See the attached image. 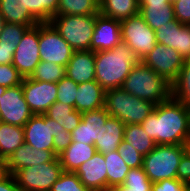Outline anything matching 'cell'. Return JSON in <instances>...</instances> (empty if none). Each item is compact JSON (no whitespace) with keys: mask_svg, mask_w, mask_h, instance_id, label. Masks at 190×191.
<instances>
[{"mask_svg":"<svg viewBox=\"0 0 190 191\" xmlns=\"http://www.w3.org/2000/svg\"><path fill=\"white\" fill-rule=\"evenodd\" d=\"M141 125L156 145L190 143V109L173 97L155 105Z\"/></svg>","mask_w":190,"mask_h":191,"instance_id":"cell-1","label":"cell"},{"mask_svg":"<svg viewBox=\"0 0 190 191\" xmlns=\"http://www.w3.org/2000/svg\"><path fill=\"white\" fill-rule=\"evenodd\" d=\"M95 80L106 91L121 88L132 68L139 62L133 50L123 41L113 49L96 51Z\"/></svg>","mask_w":190,"mask_h":191,"instance_id":"cell-2","label":"cell"},{"mask_svg":"<svg viewBox=\"0 0 190 191\" xmlns=\"http://www.w3.org/2000/svg\"><path fill=\"white\" fill-rule=\"evenodd\" d=\"M23 129L26 144L40 150H54L57 156L72 142L71 133L44 114H34Z\"/></svg>","mask_w":190,"mask_h":191,"instance_id":"cell-3","label":"cell"},{"mask_svg":"<svg viewBox=\"0 0 190 191\" xmlns=\"http://www.w3.org/2000/svg\"><path fill=\"white\" fill-rule=\"evenodd\" d=\"M121 88L137 98L156 105L171 97V84L142 61L132 68Z\"/></svg>","mask_w":190,"mask_h":191,"instance_id":"cell-4","label":"cell"},{"mask_svg":"<svg viewBox=\"0 0 190 191\" xmlns=\"http://www.w3.org/2000/svg\"><path fill=\"white\" fill-rule=\"evenodd\" d=\"M155 105L131 95L122 88L105 91L104 108L110 116L120 119L125 125L141 124L153 112Z\"/></svg>","mask_w":190,"mask_h":191,"instance_id":"cell-5","label":"cell"},{"mask_svg":"<svg viewBox=\"0 0 190 191\" xmlns=\"http://www.w3.org/2000/svg\"><path fill=\"white\" fill-rule=\"evenodd\" d=\"M188 145H156L144 156L142 168L152 183L164 179H176L177 169Z\"/></svg>","mask_w":190,"mask_h":191,"instance_id":"cell-6","label":"cell"},{"mask_svg":"<svg viewBox=\"0 0 190 191\" xmlns=\"http://www.w3.org/2000/svg\"><path fill=\"white\" fill-rule=\"evenodd\" d=\"M96 15H55L50 23L74 51L91 50Z\"/></svg>","mask_w":190,"mask_h":191,"instance_id":"cell-7","label":"cell"},{"mask_svg":"<svg viewBox=\"0 0 190 191\" xmlns=\"http://www.w3.org/2000/svg\"><path fill=\"white\" fill-rule=\"evenodd\" d=\"M63 172V167L57 156L52 162L17 170L13 176L20 191H50L52 185Z\"/></svg>","mask_w":190,"mask_h":191,"instance_id":"cell-8","label":"cell"},{"mask_svg":"<svg viewBox=\"0 0 190 191\" xmlns=\"http://www.w3.org/2000/svg\"><path fill=\"white\" fill-rule=\"evenodd\" d=\"M121 39L142 61L156 45L155 31L151 29L140 14L120 21Z\"/></svg>","mask_w":190,"mask_h":191,"instance_id":"cell-9","label":"cell"},{"mask_svg":"<svg viewBox=\"0 0 190 191\" xmlns=\"http://www.w3.org/2000/svg\"><path fill=\"white\" fill-rule=\"evenodd\" d=\"M39 51L41 61L64 67L74 52L50 22L39 23Z\"/></svg>","mask_w":190,"mask_h":191,"instance_id":"cell-10","label":"cell"},{"mask_svg":"<svg viewBox=\"0 0 190 191\" xmlns=\"http://www.w3.org/2000/svg\"><path fill=\"white\" fill-rule=\"evenodd\" d=\"M25 101L22 84L6 88L0 86V121L23 127L33 116Z\"/></svg>","mask_w":190,"mask_h":191,"instance_id":"cell-11","label":"cell"},{"mask_svg":"<svg viewBox=\"0 0 190 191\" xmlns=\"http://www.w3.org/2000/svg\"><path fill=\"white\" fill-rule=\"evenodd\" d=\"M40 61L38 23L23 34L14 52L12 65L23 78H27L33 74Z\"/></svg>","mask_w":190,"mask_h":191,"instance_id":"cell-12","label":"cell"},{"mask_svg":"<svg viewBox=\"0 0 190 191\" xmlns=\"http://www.w3.org/2000/svg\"><path fill=\"white\" fill-rule=\"evenodd\" d=\"M142 62L172 84L177 79L185 60L174 48L156 43Z\"/></svg>","mask_w":190,"mask_h":191,"instance_id":"cell-13","label":"cell"},{"mask_svg":"<svg viewBox=\"0 0 190 191\" xmlns=\"http://www.w3.org/2000/svg\"><path fill=\"white\" fill-rule=\"evenodd\" d=\"M22 90L33 114H44L57 99V84L54 82H42L27 77L22 80Z\"/></svg>","mask_w":190,"mask_h":191,"instance_id":"cell-14","label":"cell"},{"mask_svg":"<svg viewBox=\"0 0 190 191\" xmlns=\"http://www.w3.org/2000/svg\"><path fill=\"white\" fill-rule=\"evenodd\" d=\"M121 39L120 21L96 14L94 32L91 41V51L113 49Z\"/></svg>","mask_w":190,"mask_h":191,"instance_id":"cell-15","label":"cell"},{"mask_svg":"<svg viewBox=\"0 0 190 191\" xmlns=\"http://www.w3.org/2000/svg\"><path fill=\"white\" fill-rule=\"evenodd\" d=\"M104 155L95 152L92 158L81 164L74 172L90 191L107 189V172Z\"/></svg>","mask_w":190,"mask_h":191,"instance_id":"cell-16","label":"cell"},{"mask_svg":"<svg viewBox=\"0 0 190 191\" xmlns=\"http://www.w3.org/2000/svg\"><path fill=\"white\" fill-rule=\"evenodd\" d=\"M109 116L105 108L83 112L80 124L71 132L72 141L94 145Z\"/></svg>","mask_w":190,"mask_h":191,"instance_id":"cell-17","label":"cell"},{"mask_svg":"<svg viewBox=\"0 0 190 191\" xmlns=\"http://www.w3.org/2000/svg\"><path fill=\"white\" fill-rule=\"evenodd\" d=\"M56 157L54 150H40L24 143L8 157V170L13 175L17 170L36 164L52 162Z\"/></svg>","mask_w":190,"mask_h":191,"instance_id":"cell-18","label":"cell"},{"mask_svg":"<svg viewBox=\"0 0 190 191\" xmlns=\"http://www.w3.org/2000/svg\"><path fill=\"white\" fill-rule=\"evenodd\" d=\"M65 69V76L77 84L94 81V52L91 50L74 51Z\"/></svg>","mask_w":190,"mask_h":191,"instance_id":"cell-19","label":"cell"},{"mask_svg":"<svg viewBox=\"0 0 190 191\" xmlns=\"http://www.w3.org/2000/svg\"><path fill=\"white\" fill-rule=\"evenodd\" d=\"M125 124L118 118L109 116L106 124L99 130L98 138L94 142L96 152L107 154L117 150L124 138Z\"/></svg>","mask_w":190,"mask_h":191,"instance_id":"cell-20","label":"cell"},{"mask_svg":"<svg viewBox=\"0 0 190 191\" xmlns=\"http://www.w3.org/2000/svg\"><path fill=\"white\" fill-rule=\"evenodd\" d=\"M105 90L96 81L78 84L74 109L78 112H86L104 108Z\"/></svg>","mask_w":190,"mask_h":191,"instance_id":"cell-21","label":"cell"},{"mask_svg":"<svg viewBox=\"0 0 190 191\" xmlns=\"http://www.w3.org/2000/svg\"><path fill=\"white\" fill-rule=\"evenodd\" d=\"M96 152L94 145L72 141L58 156L65 172H75L76 169L92 158Z\"/></svg>","mask_w":190,"mask_h":191,"instance_id":"cell-22","label":"cell"},{"mask_svg":"<svg viewBox=\"0 0 190 191\" xmlns=\"http://www.w3.org/2000/svg\"><path fill=\"white\" fill-rule=\"evenodd\" d=\"M0 13L6 23L26 25L29 28L39 23L25 7L24 0H0Z\"/></svg>","mask_w":190,"mask_h":191,"instance_id":"cell-23","label":"cell"},{"mask_svg":"<svg viewBox=\"0 0 190 191\" xmlns=\"http://www.w3.org/2000/svg\"><path fill=\"white\" fill-rule=\"evenodd\" d=\"M139 0H99V14L122 21L139 14Z\"/></svg>","mask_w":190,"mask_h":191,"instance_id":"cell-24","label":"cell"},{"mask_svg":"<svg viewBox=\"0 0 190 191\" xmlns=\"http://www.w3.org/2000/svg\"><path fill=\"white\" fill-rule=\"evenodd\" d=\"M49 119L58 122L63 128L71 133L81 122L82 113L67 103L54 102L44 113Z\"/></svg>","mask_w":190,"mask_h":191,"instance_id":"cell-25","label":"cell"},{"mask_svg":"<svg viewBox=\"0 0 190 191\" xmlns=\"http://www.w3.org/2000/svg\"><path fill=\"white\" fill-rule=\"evenodd\" d=\"M139 14L154 31L175 20L173 4L139 5Z\"/></svg>","mask_w":190,"mask_h":191,"instance_id":"cell-26","label":"cell"},{"mask_svg":"<svg viewBox=\"0 0 190 191\" xmlns=\"http://www.w3.org/2000/svg\"><path fill=\"white\" fill-rule=\"evenodd\" d=\"M25 143L24 129L21 126H14L0 122V157H8Z\"/></svg>","mask_w":190,"mask_h":191,"instance_id":"cell-27","label":"cell"},{"mask_svg":"<svg viewBox=\"0 0 190 191\" xmlns=\"http://www.w3.org/2000/svg\"><path fill=\"white\" fill-rule=\"evenodd\" d=\"M123 140L143 156L151 152L156 146L155 141L146 134L141 124L125 125Z\"/></svg>","mask_w":190,"mask_h":191,"instance_id":"cell-28","label":"cell"},{"mask_svg":"<svg viewBox=\"0 0 190 191\" xmlns=\"http://www.w3.org/2000/svg\"><path fill=\"white\" fill-rule=\"evenodd\" d=\"M107 172V188L123 184L131 169L119 155L117 150L104 154Z\"/></svg>","mask_w":190,"mask_h":191,"instance_id":"cell-29","label":"cell"},{"mask_svg":"<svg viewBox=\"0 0 190 191\" xmlns=\"http://www.w3.org/2000/svg\"><path fill=\"white\" fill-rule=\"evenodd\" d=\"M152 182L143 168H132L121 185L111 186L104 191H152Z\"/></svg>","mask_w":190,"mask_h":191,"instance_id":"cell-30","label":"cell"},{"mask_svg":"<svg viewBox=\"0 0 190 191\" xmlns=\"http://www.w3.org/2000/svg\"><path fill=\"white\" fill-rule=\"evenodd\" d=\"M171 97L190 109V60H185L177 79L171 84Z\"/></svg>","mask_w":190,"mask_h":191,"instance_id":"cell-31","label":"cell"},{"mask_svg":"<svg viewBox=\"0 0 190 191\" xmlns=\"http://www.w3.org/2000/svg\"><path fill=\"white\" fill-rule=\"evenodd\" d=\"M99 0H59L57 15H96Z\"/></svg>","mask_w":190,"mask_h":191,"instance_id":"cell-32","label":"cell"},{"mask_svg":"<svg viewBox=\"0 0 190 191\" xmlns=\"http://www.w3.org/2000/svg\"><path fill=\"white\" fill-rule=\"evenodd\" d=\"M29 13L39 22H50L57 15L59 0H24Z\"/></svg>","mask_w":190,"mask_h":191,"instance_id":"cell-33","label":"cell"},{"mask_svg":"<svg viewBox=\"0 0 190 191\" xmlns=\"http://www.w3.org/2000/svg\"><path fill=\"white\" fill-rule=\"evenodd\" d=\"M65 72L66 69L64 66L51 62L40 61L30 78L42 82L57 83L65 77Z\"/></svg>","mask_w":190,"mask_h":191,"instance_id":"cell-34","label":"cell"},{"mask_svg":"<svg viewBox=\"0 0 190 191\" xmlns=\"http://www.w3.org/2000/svg\"><path fill=\"white\" fill-rule=\"evenodd\" d=\"M50 191H90L74 172H63Z\"/></svg>","mask_w":190,"mask_h":191,"instance_id":"cell-35","label":"cell"},{"mask_svg":"<svg viewBox=\"0 0 190 191\" xmlns=\"http://www.w3.org/2000/svg\"><path fill=\"white\" fill-rule=\"evenodd\" d=\"M57 84V99L61 103L75 106V98L78 91V84L68 77H63Z\"/></svg>","mask_w":190,"mask_h":191,"instance_id":"cell-36","label":"cell"},{"mask_svg":"<svg viewBox=\"0 0 190 191\" xmlns=\"http://www.w3.org/2000/svg\"><path fill=\"white\" fill-rule=\"evenodd\" d=\"M28 28L26 25L5 23L0 33V44L17 46Z\"/></svg>","mask_w":190,"mask_h":191,"instance_id":"cell-37","label":"cell"},{"mask_svg":"<svg viewBox=\"0 0 190 191\" xmlns=\"http://www.w3.org/2000/svg\"><path fill=\"white\" fill-rule=\"evenodd\" d=\"M181 23L176 19L155 30L156 42L174 48L176 31Z\"/></svg>","mask_w":190,"mask_h":191,"instance_id":"cell-38","label":"cell"},{"mask_svg":"<svg viewBox=\"0 0 190 191\" xmlns=\"http://www.w3.org/2000/svg\"><path fill=\"white\" fill-rule=\"evenodd\" d=\"M174 49L184 60H190V25H180L176 31Z\"/></svg>","mask_w":190,"mask_h":191,"instance_id":"cell-39","label":"cell"},{"mask_svg":"<svg viewBox=\"0 0 190 191\" xmlns=\"http://www.w3.org/2000/svg\"><path fill=\"white\" fill-rule=\"evenodd\" d=\"M119 155L122 157L124 162L132 168H141L144 156L141 155L134 147H130L128 142L124 140L117 148Z\"/></svg>","mask_w":190,"mask_h":191,"instance_id":"cell-40","label":"cell"},{"mask_svg":"<svg viewBox=\"0 0 190 191\" xmlns=\"http://www.w3.org/2000/svg\"><path fill=\"white\" fill-rule=\"evenodd\" d=\"M23 77L12 64L0 65V86L10 88L22 84Z\"/></svg>","mask_w":190,"mask_h":191,"instance_id":"cell-41","label":"cell"},{"mask_svg":"<svg viewBox=\"0 0 190 191\" xmlns=\"http://www.w3.org/2000/svg\"><path fill=\"white\" fill-rule=\"evenodd\" d=\"M175 19L182 25H190V0H173Z\"/></svg>","mask_w":190,"mask_h":191,"instance_id":"cell-42","label":"cell"},{"mask_svg":"<svg viewBox=\"0 0 190 191\" xmlns=\"http://www.w3.org/2000/svg\"><path fill=\"white\" fill-rule=\"evenodd\" d=\"M187 186L179 179H164L152 184V191H183Z\"/></svg>","mask_w":190,"mask_h":191,"instance_id":"cell-43","label":"cell"},{"mask_svg":"<svg viewBox=\"0 0 190 191\" xmlns=\"http://www.w3.org/2000/svg\"><path fill=\"white\" fill-rule=\"evenodd\" d=\"M177 179L185 184L190 183V150L188 149L181 157L177 169Z\"/></svg>","mask_w":190,"mask_h":191,"instance_id":"cell-44","label":"cell"},{"mask_svg":"<svg viewBox=\"0 0 190 191\" xmlns=\"http://www.w3.org/2000/svg\"><path fill=\"white\" fill-rule=\"evenodd\" d=\"M16 45L0 44V65L12 64Z\"/></svg>","mask_w":190,"mask_h":191,"instance_id":"cell-45","label":"cell"},{"mask_svg":"<svg viewBox=\"0 0 190 191\" xmlns=\"http://www.w3.org/2000/svg\"><path fill=\"white\" fill-rule=\"evenodd\" d=\"M0 191H20L12 174L0 181Z\"/></svg>","mask_w":190,"mask_h":191,"instance_id":"cell-46","label":"cell"},{"mask_svg":"<svg viewBox=\"0 0 190 191\" xmlns=\"http://www.w3.org/2000/svg\"><path fill=\"white\" fill-rule=\"evenodd\" d=\"M10 175L8 170L7 159L0 157V181Z\"/></svg>","mask_w":190,"mask_h":191,"instance_id":"cell-47","label":"cell"},{"mask_svg":"<svg viewBox=\"0 0 190 191\" xmlns=\"http://www.w3.org/2000/svg\"><path fill=\"white\" fill-rule=\"evenodd\" d=\"M172 4V0H139V5Z\"/></svg>","mask_w":190,"mask_h":191,"instance_id":"cell-48","label":"cell"},{"mask_svg":"<svg viewBox=\"0 0 190 191\" xmlns=\"http://www.w3.org/2000/svg\"><path fill=\"white\" fill-rule=\"evenodd\" d=\"M5 23L6 22L3 19V16L1 15V13H0V33L2 32V29H3Z\"/></svg>","mask_w":190,"mask_h":191,"instance_id":"cell-49","label":"cell"},{"mask_svg":"<svg viewBox=\"0 0 190 191\" xmlns=\"http://www.w3.org/2000/svg\"><path fill=\"white\" fill-rule=\"evenodd\" d=\"M183 191H190V186L189 185H187L185 188H184V190Z\"/></svg>","mask_w":190,"mask_h":191,"instance_id":"cell-50","label":"cell"}]
</instances>
